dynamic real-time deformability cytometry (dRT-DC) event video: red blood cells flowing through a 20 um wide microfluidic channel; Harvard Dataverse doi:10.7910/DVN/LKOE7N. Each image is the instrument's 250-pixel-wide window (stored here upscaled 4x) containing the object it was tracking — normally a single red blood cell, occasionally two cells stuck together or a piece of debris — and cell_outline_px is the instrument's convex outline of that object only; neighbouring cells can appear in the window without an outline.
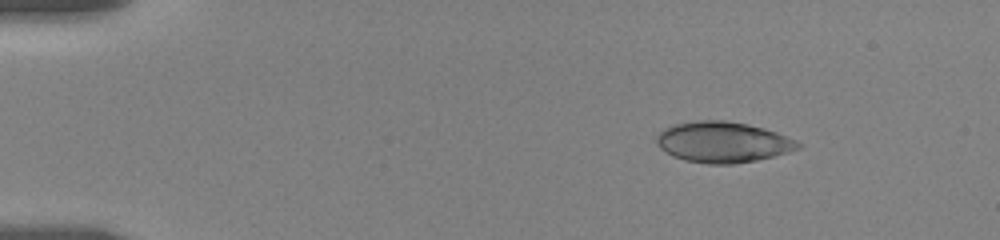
{"species": "human", "species_latin": "Homo sapiens", "temperature_condition": "room temperature", "stored_images_in_passage": 6, "camera_frame_rate_fps": 3000, "um_per_image_px": 0.085, "donor": {"sex": "female"}, "frame": {"image": 1, "passage_image": 1, "time_ms": 0.0, "image_size_px": [1000, 240], "cell_outline_px": [[800, 148], [788, 152], [756, 160], [732, 164], [708, 164], [684, 160], [672, 156], [660, 148], [656, 140], [656, 136], [664, 128], [676, 124], [696, 120], [724, 120], [748, 124], [764, 128], [776, 132], [796, 140], [800, 144]], "centroid_in_image_um": [61.42, 12.08], "position_along_channel_um": 23.6, "area_um2": 33.52}}
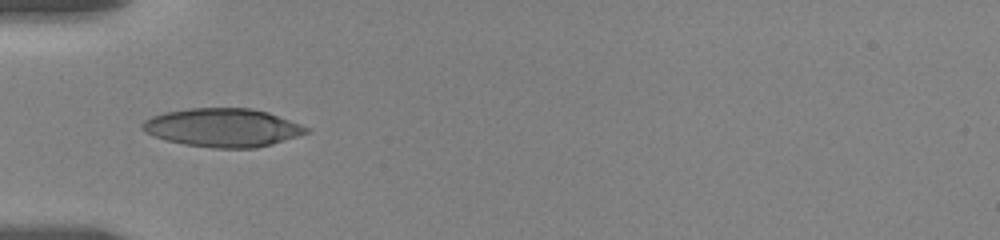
{"frame": {"image": 2, "passage_image": 5, "time_ms": 3.667, "image_size_px": [1000, 240], "cell_outline_px": [[308, 132], [272, 144], [256, 148], [212, 148], [184, 144], [164, 140], [152, 136], [144, 132], [140, 128], [140, 124], [144, 120], [152, 116], [164, 112], [188, 108], [252, 108], [268, 112], [300, 124], [308, 128]], "centroid_in_image_um": [18.85, 10.85], "position_along_channel_um": 66.1, "area_um2": 36.82}}